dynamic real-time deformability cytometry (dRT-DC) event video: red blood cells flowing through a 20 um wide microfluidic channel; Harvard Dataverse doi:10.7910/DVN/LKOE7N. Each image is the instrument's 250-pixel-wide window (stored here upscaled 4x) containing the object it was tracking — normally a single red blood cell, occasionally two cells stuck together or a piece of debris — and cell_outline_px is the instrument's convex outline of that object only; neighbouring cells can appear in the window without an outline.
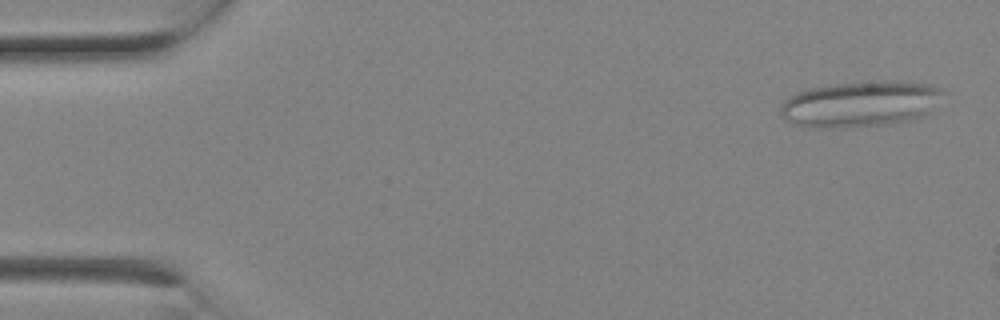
{"species": "Egyptian fruit bat (a non-hibernating species)", "species_latin": "Rousettus aegyptiacus", "temperature_condition": "room temperature", "stored_images_in_passage": 3, "camera_frame_rate_fps": 3000, "um_per_image_px": 0.085, "animal": {"sex": "female"}, "frame": {"image": 1, "passage_image": 3, "time_ms": 0.667, "image_size_px": [1000, 320], "cell_outline_px": [[940, 92], [928, 112], [924, 116], [916, 120], [884, 124], [844, 128], [816, 128], [800, 124], [788, 120], [780, 112], [780, 104], [784, 100], [808, 88], [828, 84], [896, 80], [932, 84], [940, 88]], "centroid_in_image_um": [73.11, 8.83], "position_along_channel_um": 11.9, "area_um2": 43.06}}